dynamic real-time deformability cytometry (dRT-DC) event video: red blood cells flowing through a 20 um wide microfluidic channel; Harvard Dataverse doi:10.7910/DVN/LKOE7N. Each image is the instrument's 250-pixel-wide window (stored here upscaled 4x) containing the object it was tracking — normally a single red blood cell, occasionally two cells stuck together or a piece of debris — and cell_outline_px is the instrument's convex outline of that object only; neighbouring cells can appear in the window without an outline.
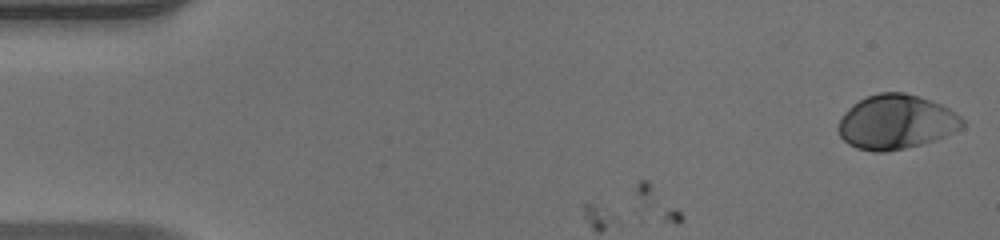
{"species": "human", "species_latin": "Homo sapiens", "temperature_condition": "warm", "stored_images_in_passage": 43, "camera_frame_rate_fps": 3000, "um_per_image_px": 0.085, "donor": {"sex": "male"}, "frame": {"image": 1, "passage_image": 1, "time_ms": 0.0, "image_size_px": [1000, 240], "cell_outline_px": [[964, 124], [960, 128], [936, 140], [904, 148], [884, 152], [872, 152], [856, 148], [848, 144], [840, 136], [836, 128], [844, 112], [852, 104], [868, 96], [880, 92], [904, 92], [932, 100], [948, 108], [960, 116], [964, 120]], "centroid_in_image_um": [76.14, 10.37], "position_along_channel_um": 8.9, "area_um2": 39.3}}